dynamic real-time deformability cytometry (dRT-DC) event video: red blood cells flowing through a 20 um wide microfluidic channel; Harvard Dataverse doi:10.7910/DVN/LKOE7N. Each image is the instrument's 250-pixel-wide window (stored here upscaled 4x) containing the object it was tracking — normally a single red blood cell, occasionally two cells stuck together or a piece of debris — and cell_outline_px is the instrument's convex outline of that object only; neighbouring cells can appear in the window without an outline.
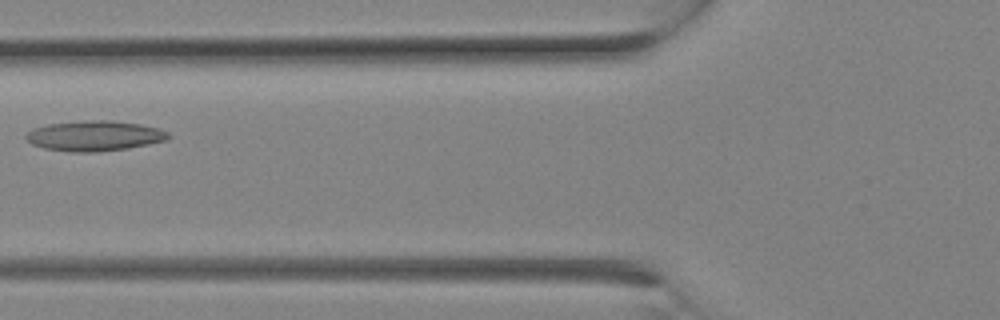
{"species": "Egyptian fruit bat (a non-hibernating species)", "species_latin": "Rousettus aegyptiacus", "temperature_condition": "room temperature", "stored_images_in_passage": 23, "camera_frame_rate_fps": 3000, "um_per_image_px": 0.085, "animal": {"sex": "female"}, "frame": {"image": 1, "passage_image": 8, "time_ms": 2.333, "image_size_px": [1000, 320], "cell_outline_px": [[172, 136], [168, 140], [128, 148], [96, 152], [68, 152], [44, 148], [32, 144], [24, 136], [32, 128], [48, 124], [84, 120], [112, 120], [140, 124], [160, 128], [168, 132]], "centroid_in_image_um": [8.05, 11.54], "position_along_channel_um": 117.7, "area_um2": 25.32}}
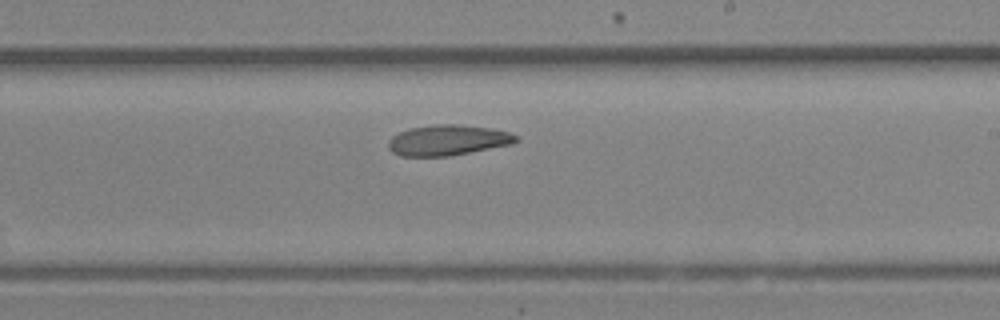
{"frame": {"image": 2, "passage_image": 13, "time_ms": 4.0, "image_size_px": [1000, 320], "cell_outline_px": [[520, 140], [512, 144], [448, 156], [400, 156], [392, 152], [388, 148], [388, 140], [392, 136], [408, 128], [436, 124], [460, 124], [492, 128], [508, 132], [516, 136]], "centroid_in_image_um": [38.04, 11.91], "position_along_channel_um": 251.0, "area_um2": 22.77}}
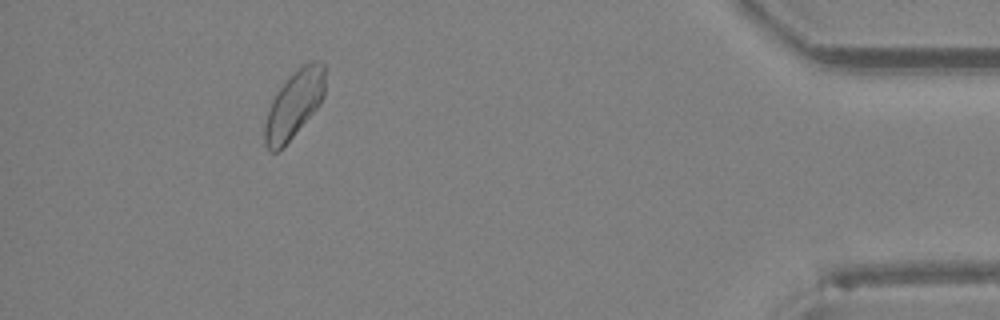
{"frame": {"image": 3, "passage_image": 21, "time_ms": 6.667, "image_size_px": [1000, 320], "cell_outline_px": [[324, 96], [320, 104], [292, 136], [276, 152], [268, 152], [264, 144], [264, 124], [272, 100], [276, 92], [304, 64], [312, 60], [320, 60], [324, 64]], "centroid_in_image_um": [24.99, 8.88], "position_along_channel_um": 410.2, "area_um2": 23.0}}